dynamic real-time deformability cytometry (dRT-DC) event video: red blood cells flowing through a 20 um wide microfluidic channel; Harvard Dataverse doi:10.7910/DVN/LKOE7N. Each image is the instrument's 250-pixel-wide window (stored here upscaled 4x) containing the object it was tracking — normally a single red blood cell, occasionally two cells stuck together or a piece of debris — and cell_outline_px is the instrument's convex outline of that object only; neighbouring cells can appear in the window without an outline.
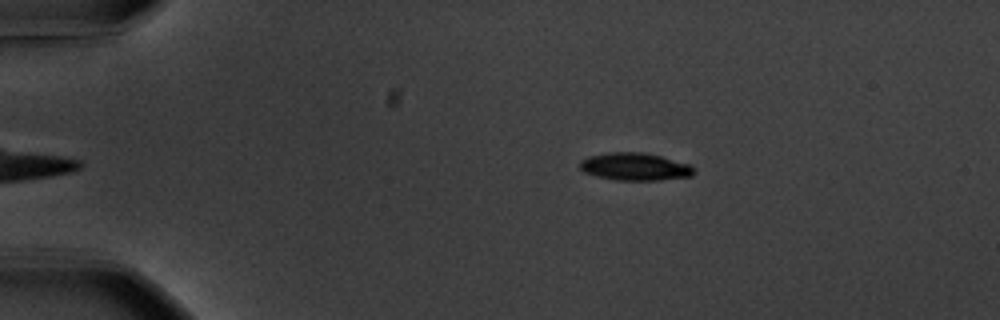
{"species": "common noctule bat (a hibernating species)", "species_latin": "Nyctalus noctula", "temperature_condition": "warm", "stored_images_in_passage": 47, "camera_frame_rate_fps": 3000, "um_per_image_px": 0.085, "animal": {"sex": "male", "body_mass_g": 20.1, "forearm_length_mm": 53.5}, "frame": {"image": 1, "passage_image": 2, "time_ms": 0.333, "image_size_px": [1000, 320], "cell_outline_px": [[696, 172], [692, 176], [660, 180], [616, 180], [596, 176], [584, 172], [580, 168], [580, 160], [588, 156], [608, 152], [644, 152], [660, 156], [688, 164]], "centroid_in_image_um": [53.94, 14.16], "position_along_channel_um": 31.1, "area_um2": 18.32}}
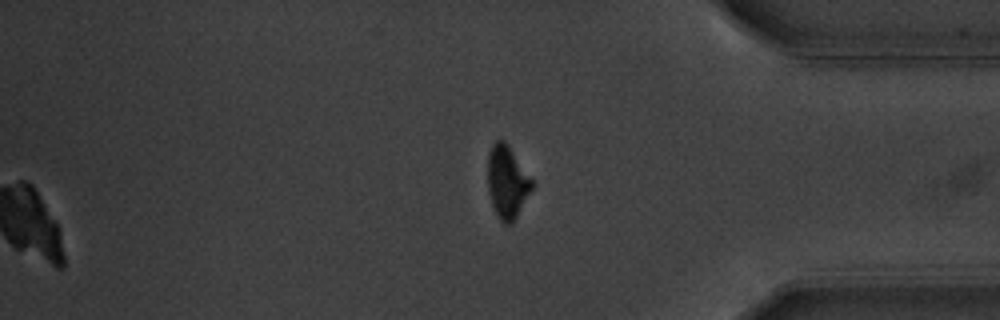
{"frame": {"image": 2, "passage_image": 38, "time_ms": 12.333, "image_size_px": [1000, 320], "cell_outline_px": [[536, 184], [512, 224], [504, 224], [496, 216], [488, 192], [488, 156], [492, 144], [496, 140], [504, 140], [508, 144], [536, 180]], "centroid_in_image_um": [43.16, 15.46], "position_along_channel_um": 392.0, "area_um2": 19.42}}
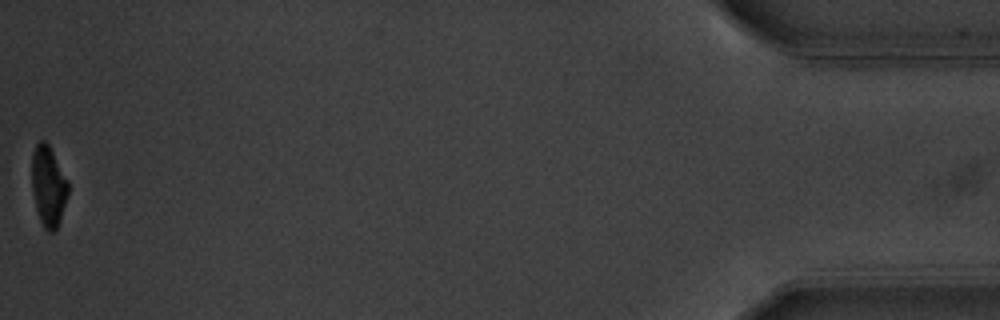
{"frame": {"image": 3, "passage_image": 47, "time_ms": 15.333, "image_size_px": [1000, 320], "cell_outline_px": [[68, 196], [60, 220], [56, 228], [52, 232], [48, 232], [44, 228], [40, 220], [36, 208], [32, 188], [32, 152], [36, 144], [40, 140], [44, 140], [48, 144], [68, 180]], "centroid_in_image_um": [4.11, 15.81], "position_along_channel_um": 431.1, "area_um2": 16.94}, "authors_computed_cell_mechanics": {"area_um2": 18.8428, "velocity_mm_per_s": 3.6753, "shape_relaxation_time_tau1_ms": 3.0332, "shape_relaxation_time_tau2_ms": null, "deformation_change_tau1": 0.1555, "deformation_change_tau2": null}}